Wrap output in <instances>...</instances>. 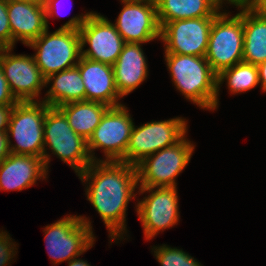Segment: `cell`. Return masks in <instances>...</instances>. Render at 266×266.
I'll return each mask as SVG.
<instances>
[{
    "instance_id": "obj_1",
    "label": "cell",
    "mask_w": 266,
    "mask_h": 266,
    "mask_svg": "<svg viewBox=\"0 0 266 266\" xmlns=\"http://www.w3.org/2000/svg\"><path fill=\"white\" fill-rule=\"evenodd\" d=\"M78 176L83 182L89 181L87 199L106 225L109 237L118 240L126 231V210L139 184L136 166L97 159Z\"/></svg>"
},
{
    "instance_id": "obj_2",
    "label": "cell",
    "mask_w": 266,
    "mask_h": 266,
    "mask_svg": "<svg viewBox=\"0 0 266 266\" xmlns=\"http://www.w3.org/2000/svg\"><path fill=\"white\" fill-rule=\"evenodd\" d=\"M90 13L71 18L53 33H48L47 28L28 45L37 50L33 56L45 78L78 64L81 57L79 29Z\"/></svg>"
},
{
    "instance_id": "obj_3",
    "label": "cell",
    "mask_w": 266,
    "mask_h": 266,
    "mask_svg": "<svg viewBox=\"0 0 266 266\" xmlns=\"http://www.w3.org/2000/svg\"><path fill=\"white\" fill-rule=\"evenodd\" d=\"M172 81L186 99L203 109H216L217 74L205 57L165 53Z\"/></svg>"
},
{
    "instance_id": "obj_4",
    "label": "cell",
    "mask_w": 266,
    "mask_h": 266,
    "mask_svg": "<svg viewBox=\"0 0 266 266\" xmlns=\"http://www.w3.org/2000/svg\"><path fill=\"white\" fill-rule=\"evenodd\" d=\"M49 147L64 163H67L79 175L93 161L87 140L78 135L69 125L66 116L55 107H50L44 119V155L43 160L48 171Z\"/></svg>"
},
{
    "instance_id": "obj_5",
    "label": "cell",
    "mask_w": 266,
    "mask_h": 266,
    "mask_svg": "<svg viewBox=\"0 0 266 266\" xmlns=\"http://www.w3.org/2000/svg\"><path fill=\"white\" fill-rule=\"evenodd\" d=\"M50 107L43 101L17 102L7 130L10 153L43 158L44 119ZM16 140L11 144L10 134Z\"/></svg>"
},
{
    "instance_id": "obj_6",
    "label": "cell",
    "mask_w": 266,
    "mask_h": 266,
    "mask_svg": "<svg viewBox=\"0 0 266 266\" xmlns=\"http://www.w3.org/2000/svg\"><path fill=\"white\" fill-rule=\"evenodd\" d=\"M243 9L235 16L220 12L213 20L205 55L218 75L221 71L243 62Z\"/></svg>"
},
{
    "instance_id": "obj_7",
    "label": "cell",
    "mask_w": 266,
    "mask_h": 266,
    "mask_svg": "<svg viewBox=\"0 0 266 266\" xmlns=\"http://www.w3.org/2000/svg\"><path fill=\"white\" fill-rule=\"evenodd\" d=\"M186 134L175 144L145 157L136 165L138 186L177 187L175 178L185 169L194 151Z\"/></svg>"
},
{
    "instance_id": "obj_8",
    "label": "cell",
    "mask_w": 266,
    "mask_h": 266,
    "mask_svg": "<svg viewBox=\"0 0 266 266\" xmlns=\"http://www.w3.org/2000/svg\"><path fill=\"white\" fill-rule=\"evenodd\" d=\"M43 231L47 253L54 265L79 257L92 248L95 241L91 222L83 216L64 217Z\"/></svg>"
},
{
    "instance_id": "obj_9",
    "label": "cell",
    "mask_w": 266,
    "mask_h": 266,
    "mask_svg": "<svg viewBox=\"0 0 266 266\" xmlns=\"http://www.w3.org/2000/svg\"><path fill=\"white\" fill-rule=\"evenodd\" d=\"M187 132L184 118L152 121L132 128L125 162L136 166L145 157L177 143Z\"/></svg>"
},
{
    "instance_id": "obj_10",
    "label": "cell",
    "mask_w": 266,
    "mask_h": 266,
    "mask_svg": "<svg viewBox=\"0 0 266 266\" xmlns=\"http://www.w3.org/2000/svg\"><path fill=\"white\" fill-rule=\"evenodd\" d=\"M134 126L131 115L125 105L110 107L103 115L100 124L87 140L92 161L96 157L92 153L102 148L105 161L125 162L126 149Z\"/></svg>"
},
{
    "instance_id": "obj_11",
    "label": "cell",
    "mask_w": 266,
    "mask_h": 266,
    "mask_svg": "<svg viewBox=\"0 0 266 266\" xmlns=\"http://www.w3.org/2000/svg\"><path fill=\"white\" fill-rule=\"evenodd\" d=\"M139 187L141 194L150 193L136 206L146 240L159 231L171 228L179 221L177 187Z\"/></svg>"
},
{
    "instance_id": "obj_12",
    "label": "cell",
    "mask_w": 266,
    "mask_h": 266,
    "mask_svg": "<svg viewBox=\"0 0 266 266\" xmlns=\"http://www.w3.org/2000/svg\"><path fill=\"white\" fill-rule=\"evenodd\" d=\"M214 18L182 19L164 23L160 27V40L164 42L165 53L205 57Z\"/></svg>"
},
{
    "instance_id": "obj_13",
    "label": "cell",
    "mask_w": 266,
    "mask_h": 266,
    "mask_svg": "<svg viewBox=\"0 0 266 266\" xmlns=\"http://www.w3.org/2000/svg\"><path fill=\"white\" fill-rule=\"evenodd\" d=\"M81 56L93 61L113 65L122 52L124 39L107 18L91 12L79 29ZM89 49L83 50L85 44Z\"/></svg>"
},
{
    "instance_id": "obj_14",
    "label": "cell",
    "mask_w": 266,
    "mask_h": 266,
    "mask_svg": "<svg viewBox=\"0 0 266 266\" xmlns=\"http://www.w3.org/2000/svg\"><path fill=\"white\" fill-rule=\"evenodd\" d=\"M12 49L0 48V66L10 91L18 102L37 101L41 89L46 86V78L34 56L14 55Z\"/></svg>"
},
{
    "instance_id": "obj_15",
    "label": "cell",
    "mask_w": 266,
    "mask_h": 266,
    "mask_svg": "<svg viewBox=\"0 0 266 266\" xmlns=\"http://www.w3.org/2000/svg\"><path fill=\"white\" fill-rule=\"evenodd\" d=\"M121 2L124 6L114 25L125 43L143 44L160 38L156 3L138 0Z\"/></svg>"
},
{
    "instance_id": "obj_16",
    "label": "cell",
    "mask_w": 266,
    "mask_h": 266,
    "mask_svg": "<svg viewBox=\"0 0 266 266\" xmlns=\"http://www.w3.org/2000/svg\"><path fill=\"white\" fill-rule=\"evenodd\" d=\"M12 48L17 41L28 46L48 27L43 0H23L7 3Z\"/></svg>"
},
{
    "instance_id": "obj_17",
    "label": "cell",
    "mask_w": 266,
    "mask_h": 266,
    "mask_svg": "<svg viewBox=\"0 0 266 266\" xmlns=\"http://www.w3.org/2000/svg\"><path fill=\"white\" fill-rule=\"evenodd\" d=\"M85 86V100L100 102L109 107L123 105L119 103V94L114 78L113 66L80 57L76 65Z\"/></svg>"
},
{
    "instance_id": "obj_18",
    "label": "cell",
    "mask_w": 266,
    "mask_h": 266,
    "mask_svg": "<svg viewBox=\"0 0 266 266\" xmlns=\"http://www.w3.org/2000/svg\"><path fill=\"white\" fill-rule=\"evenodd\" d=\"M47 169L41 157L10 153L0 163V190L21 191L47 178Z\"/></svg>"
},
{
    "instance_id": "obj_19",
    "label": "cell",
    "mask_w": 266,
    "mask_h": 266,
    "mask_svg": "<svg viewBox=\"0 0 266 266\" xmlns=\"http://www.w3.org/2000/svg\"><path fill=\"white\" fill-rule=\"evenodd\" d=\"M112 66L116 88L122 97L138 88L148 75L146 57L141 49V43H125Z\"/></svg>"
},
{
    "instance_id": "obj_20",
    "label": "cell",
    "mask_w": 266,
    "mask_h": 266,
    "mask_svg": "<svg viewBox=\"0 0 266 266\" xmlns=\"http://www.w3.org/2000/svg\"><path fill=\"white\" fill-rule=\"evenodd\" d=\"M52 80V86L43 100L49 107L58 108L70 102L85 100V86L77 66L49 75L46 86Z\"/></svg>"
},
{
    "instance_id": "obj_21",
    "label": "cell",
    "mask_w": 266,
    "mask_h": 266,
    "mask_svg": "<svg viewBox=\"0 0 266 266\" xmlns=\"http://www.w3.org/2000/svg\"><path fill=\"white\" fill-rule=\"evenodd\" d=\"M109 108L106 104L88 100L70 102L58 107L71 128L86 140L90 138Z\"/></svg>"
},
{
    "instance_id": "obj_22",
    "label": "cell",
    "mask_w": 266,
    "mask_h": 266,
    "mask_svg": "<svg viewBox=\"0 0 266 266\" xmlns=\"http://www.w3.org/2000/svg\"><path fill=\"white\" fill-rule=\"evenodd\" d=\"M156 11L160 27L175 20L216 17L221 12L210 0H157Z\"/></svg>"
},
{
    "instance_id": "obj_23",
    "label": "cell",
    "mask_w": 266,
    "mask_h": 266,
    "mask_svg": "<svg viewBox=\"0 0 266 266\" xmlns=\"http://www.w3.org/2000/svg\"><path fill=\"white\" fill-rule=\"evenodd\" d=\"M243 34V62L258 65L266 61V18L243 9Z\"/></svg>"
},
{
    "instance_id": "obj_24",
    "label": "cell",
    "mask_w": 266,
    "mask_h": 266,
    "mask_svg": "<svg viewBox=\"0 0 266 266\" xmlns=\"http://www.w3.org/2000/svg\"><path fill=\"white\" fill-rule=\"evenodd\" d=\"M227 80V87L231 93H242L257 87L259 82V72L257 65L240 62L221 71L217 75V99L216 109L218 107V95L222 82Z\"/></svg>"
},
{
    "instance_id": "obj_25",
    "label": "cell",
    "mask_w": 266,
    "mask_h": 266,
    "mask_svg": "<svg viewBox=\"0 0 266 266\" xmlns=\"http://www.w3.org/2000/svg\"><path fill=\"white\" fill-rule=\"evenodd\" d=\"M154 256L161 266H202L182 249L171 248L167 245L153 247Z\"/></svg>"
},
{
    "instance_id": "obj_26",
    "label": "cell",
    "mask_w": 266,
    "mask_h": 266,
    "mask_svg": "<svg viewBox=\"0 0 266 266\" xmlns=\"http://www.w3.org/2000/svg\"><path fill=\"white\" fill-rule=\"evenodd\" d=\"M12 48V34L9 24L7 3L0 0V48Z\"/></svg>"
},
{
    "instance_id": "obj_27",
    "label": "cell",
    "mask_w": 266,
    "mask_h": 266,
    "mask_svg": "<svg viewBox=\"0 0 266 266\" xmlns=\"http://www.w3.org/2000/svg\"><path fill=\"white\" fill-rule=\"evenodd\" d=\"M11 239L10 235L3 230L0 232V266L9 265V261L16 254L14 251L17 249V245Z\"/></svg>"
},
{
    "instance_id": "obj_28",
    "label": "cell",
    "mask_w": 266,
    "mask_h": 266,
    "mask_svg": "<svg viewBox=\"0 0 266 266\" xmlns=\"http://www.w3.org/2000/svg\"><path fill=\"white\" fill-rule=\"evenodd\" d=\"M18 101L10 91L8 82L0 66V105L16 104Z\"/></svg>"
},
{
    "instance_id": "obj_29",
    "label": "cell",
    "mask_w": 266,
    "mask_h": 266,
    "mask_svg": "<svg viewBox=\"0 0 266 266\" xmlns=\"http://www.w3.org/2000/svg\"><path fill=\"white\" fill-rule=\"evenodd\" d=\"M14 105L15 104L0 105V132H7Z\"/></svg>"
},
{
    "instance_id": "obj_30",
    "label": "cell",
    "mask_w": 266,
    "mask_h": 266,
    "mask_svg": "<svg viewBox=\"0 0 266 266\" xmlns=\"http://www.w3.org/2000/svg\"><path fill=\"white\" fill-rule=\"evenodd\" d=\"M61 0H43L44 7H45V14H46V25L48 27V17L51 18L54 14H56L58 11V8L60 7L58 4H60ZM57 13V15H59Z\"/></svg>"
},
{
    "instance_id": "obj_31",
    "label": "cell",
    "mask_w": 266,
    "mask_h": 266,
    "mask_svg": "<svg viewBox=\"0 0 266 266\" xmlns=\"http://www.w3.org/2000/svg\"><path fill=\"white\" fill-rule=\"evenodd\" d=\"M210 1L216 6L218 10L222 8V3H224V1H228L230 5L231 4L235 5L241 10L250 8L251 2H252V0H210Z\"/></svg>"
},
{
    "instance_id": "obj_32",
    "label": "cell",
    "mask_w": 266,
    "mask_h": 266,
    "mask_svg": "<svg viewBox=\"0 0 266 266\" xmlns=\"http://www.w3.org/2000/svg\"><path fill=\"white\" fill-rule=\"evenodd\" d=\"M10 154L7 132H0V163Z\"/></svg>"
},
{
    "instance_id": "obj_33",
    "label": "cell",
    "mask_w": 266,
    "mask_h": 266,
    "mask_svg": "<svg viewBox=\"0 0 266 266\" xmlns=\"http://www.w3.org/2000/svg\"><path fill=\"white\" fill-rule=\"evenodd\" d=\"M250 9L257 15L266 18V0H252Z\"/></svg>"
},
{
    "instance_id": "obj_34",
    "label": "cell",
    "mask_w": 266,
    "mask_h": 266,
    "mask_svg": "<svg viewBox=\"0 0 266 266\" xmlns=\"http://www.w3.org/2000/svg\"><path fill=\"white\" fill-rule=\"evenodd\" d=\"M259 72V82L262 90L266 91V61L257 65Z\"/></svg>"
},
{
    "instance_id": "obj_35",
    "label": "cell",
    "mask_w": 266,
    "mask_h": 266,
    "mask_svg": "<svg viewBox=\"0 0 266 266\" xmlns=\"http://www.w3.org/2000/svg\"><path fill=\"white\" fill-rule=\"evenodd\" d=\"M68 266H90L87 261L73 258L68 262Z\"/></svg>"
},
{
    "instance_id": "obj_36",
    "label": "cell",
    "mask_w": 266,
    "mask_h": 266,
    "mask_svg": "<svg viewBox=\"0 0 266 266\" xmlns=\"http://www.w3.org/2000/svg\"><path fill=\"white\" fill-rule=\"evenodd\" d=\"M6 3L15 2V1H23V0H3Z\"/></svg>"
},
{
    "instance_id": "obj_37",
    "label": "cell",
    "mask_w": 266,
    "mask_h": 266,
    "mask_svg": "<svg viewBox=\"0 0 266 266\" xmlns=\"http://www.w3.org/2000/svg\"><path fill=\"white\" fill-rule=\"evenodd\" d=\"M138 1H150V2L156 3L157 0H138Z\"/></svg>"
}]
</instances>
